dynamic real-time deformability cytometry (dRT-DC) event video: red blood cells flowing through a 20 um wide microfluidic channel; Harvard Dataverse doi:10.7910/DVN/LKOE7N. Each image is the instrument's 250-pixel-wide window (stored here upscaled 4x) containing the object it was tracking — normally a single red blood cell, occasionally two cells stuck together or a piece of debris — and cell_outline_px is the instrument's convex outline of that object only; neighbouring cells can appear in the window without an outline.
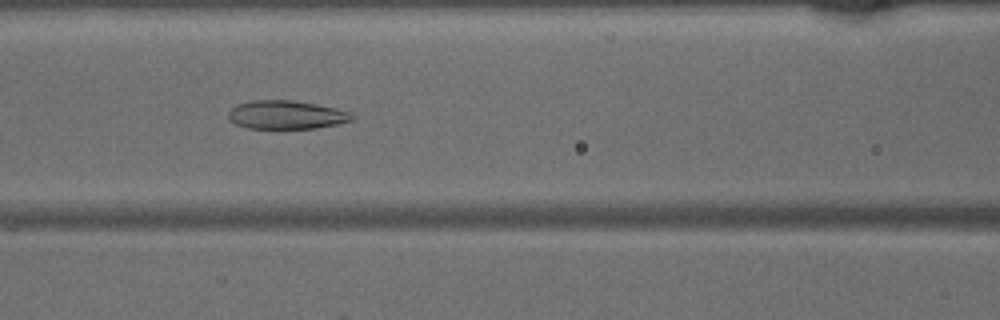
{"species": "common noctule bat (a hibernating species)", "species_latin": "Nyctalus noctula", "temperature_condition": "warm", "stored_images_in_passage": 37, "camera_frame_rate_fps": 3000, "um_per_image_px": 0.085, "animal": {"sex": "male", "body_mass_g": 15.6}, "frame": {"image": 1, "passage_image": 14, "time_ms": 4.333, "image_size_px": [1000, 320], "cell_outline_px": [[356, 116], [352, 120], [336, 124], [316, 128], [248, 128], [236, 124], [228, 120], [228, 112], [236, 104], [252, 100], [292, 100], [316, 104], [336, 108], [352, 112]], "centroid_in_image_um": [24.34, 9.75], "position_along_channel_um": 142.3, "area_um2": 20.63}}
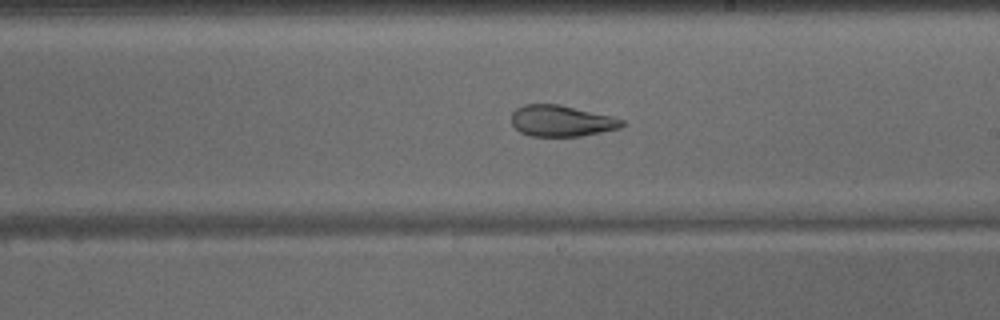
{"frame": {"image": 2, "passage_image": 21, "time_ms": 6.667, "image_size_px": [1000, 320], "cell_outline_px": [[624, 124], [620, 128], [580, 136], [528, 136], [520, 132], [512, 124], [512, 112], [516, 108], [524, 104], [560, 104], [612, 116], [624, 120]], "centroid_in_image_um": [47.7, 10.27], "position_along_channel_um": 241.3, "area_um2": 20.11}}
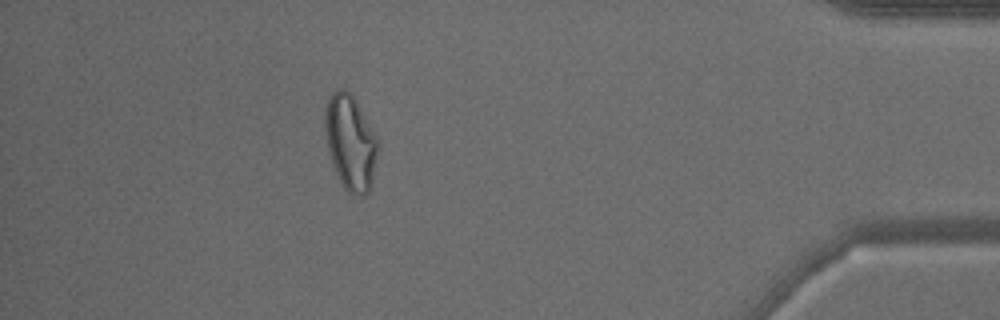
{"frame": {"image": 3, "passage_image": 36, "time_ms": 11.667, "image_size_px": [1000, 320], "cell_outline_px": [[380, 148], [372, 184], [368, 192], [364, 196], [356, 196], [348, 192], [344, 188], [332, 164], [328, 152], [324, 128], [324, 112], [328, 96], [336, 88], [344, 88], [356, 100], [376, 136], [380, 144]], "centroid_in_image_um": [29.79, 12.11], "position_along_channel_um": 405.4, "area_um2": 29.88}}